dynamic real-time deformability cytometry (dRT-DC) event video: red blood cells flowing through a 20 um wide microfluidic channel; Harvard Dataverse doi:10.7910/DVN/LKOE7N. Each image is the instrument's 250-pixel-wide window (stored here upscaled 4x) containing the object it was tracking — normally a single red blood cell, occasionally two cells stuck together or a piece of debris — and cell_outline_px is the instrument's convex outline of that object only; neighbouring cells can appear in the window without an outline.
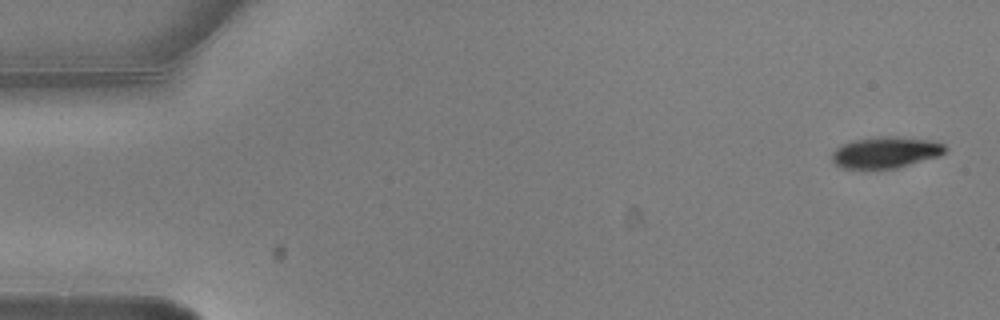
{"species": "common noctule bat (a hibernating species)", "species_latin": "Nyctalus noctula", "temperature_condition": "warm", "stored_images_in_passage": 4, "camera_frame_rate_fps": 3000, "um_per_image_px": 0.085, "animal": {"sex": "male", "body_mass_g": 20.5, "forearm_length_mm": 52.5}, "frame": {"image": 1, "passage_image": 1, "time_ms": 0.0, "image_size_px": [1000, 320], "cell_outline_px": [[948, 148], [940, 156], [896, 168], [840, 168], [832, 160], [832, 152], [840, 144], [852, 140], [880, 136], [896, 136], [932, 140], [944, 144]], "centroid_in_image_um": [75.28, 12.94], "position_along_channel_um": 9.7, "area_um2": 20.81}}
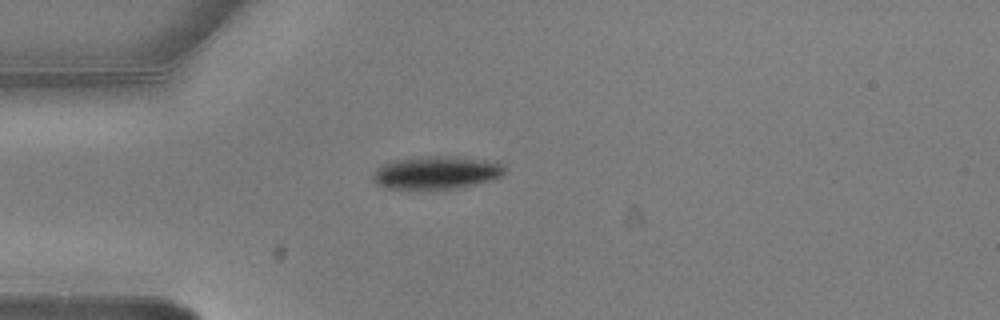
{"frame": {"image": 2, "passage_image": 4, "time_ms": 1.0, "image_size_px": [1000, 320], "cell_outline_px": [[504, 172], [500, 176], [476, 184], [456, 188], [388, 188], [376, 184], [372, 180], [372, 172], [376, 168], [384, 164], [396, 160], [428, 156], [456, 156], [496, 160], [504, 164]], "centroid_in_image_um": [37.12, 14.65], "position_along_channel_um": 47.9, "area_um2": 25.2}}